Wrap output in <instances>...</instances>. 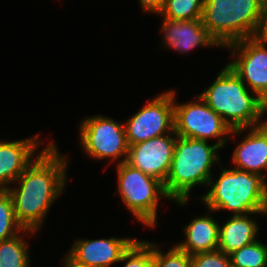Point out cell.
<instances>
[{
    "mask_svg": "<svg viewBox=\"0 0 267 267\" xmlns=\"http://www.w3.org/2000/svg\"><path fill=\"white\" fill-rule=\"evenodd\" d=\"M204 0H165L158 15L177 21L202 18Z\"/></svg>",
    "mask_w": 267,
    "mask_h": 267,
    "instance_id": "19",
    "label": "cell"
},
{
    "mask_svg": "<svg viewBox=\"0 0 267 267\" xmlns=\"http://www.w3.org/2000/svg\"><path fill=\"white\" fill-rule=\"evenodd\" d=\"M123 123L129 145L172 133L175 130L174 90H167L148 100L145 106Z\"/></svg>",
    "mask_w": 267,
    "mask_h": 267,
    "instance_id": "9",
    "label": "cell"
},
{
    "mask_svg": "<svg viewBox=\"0 0 267 267\" xmlns=\"http://www.w3.org/2000/svg\"><path fill=\"white\" fill-rule=\"evenodd\" d=\"M40 135L24 138L23 140H0V190H7L11 183L24 172L34 161L36 150L42 141Z\"/></svg>",
    "mask_w": 267,
    "mask_h": 267,
    "instance_id": "14",
    "label": "cell"
},
{
    "mask_svg": "<svg viewBox=\"0 0 267 267\" xmlns=\"http://www.w3.org/2000/svg\"><path fill=\"white\" fill-rule=\"evenodd\" d=\"M64 267H86L82 264L77 263L74 261L71 257H69L67 254L64 256L63 260Z\"/></svg>",
    "mask_w": 267,
    "mask_h": 267,
    "instance_id": "27",
    "label": "cell"
},
{
    "mask_svg": "<svg viewBox=\"0 0 267 267\" xmlns=\"http://www.w3.org/2000/svg\"><path fill=\"white\" fill-rule=\"evenodd\" d=\"M137 238L78 239L66 253L74 261L86 267H111L120 263L122 255Z\"/></svg>",
    "mask_w": 267,
    "mask_h": 267,
    "instance_id": "12",
    "label": "cell"
},
{
    "mask_svg": "<svg viewBox=\"0 0 267 267\" xmlns=\"http://www.w3.org/2000/svg\"><path fill=\"white\" fill-rule=\"evenodd\" d=\"M176 138L174 130L172 133L129 145L126 163L164 184L171 168Z\"/></svg>",
    "mask_w": 267,
    "mask_h": 267,
    "instance_id": "11",
    "label": "cell"
},
{
    "mask_svg": "<svg viewBox=\"0 0 267 267\" xmlns=\"http://www.w3.org/2000/svg\"><path fill=\"white\" fill-rule=\"evenodd\" d=\"M174 91V127L177 136L201 140L217 139L221 148L228 145V136L240 135L247 128L231 129L230 126L211 109L199 96L196 101L177 103Z\"/></svg>",
    "mask_w": 267,
    "mask_h": 267,
    "instance_id": "7",
    "label": "cell"
},
{
    "mask_svg": "<svg viewBox=\"0 0 267 267\" xmlns=\"http://www.w3.org/2000/svg\"><path fill=\"white\" fill-rule=\"evenodd\" d=\"M37 232L23 229L15 236L0 241V267H30L31 256L23 235H35Z\"/></svg>",
    "mask_w": 267,
    "mask_h": 267,
    "instance_id": "18",
    "label": "cell"
},
{
    "mask_svg": "<svg viewBox=\"0 0 267 267\" xmlns=\"http://www.w3.org/2000/svg\"><path fill=\"white\" fill-rule=\"evenodd\" d=\"M146 242L153 248V265L154 267H191V255L181 250L177 245L168 249L167 253L163 252L154 242Z\"/></svg>",
    "mask_w": 267,
    "mask_h": 267,
    "instance_id": "22",
    "label": "cell"
},
{
    "mask_svg": "<svg viewBox=\"0 0 267 267\" xmlns=\"http://www.w3.org/2000/svg\"><path fill=\"white\" fill-rule=\"evenodd\" d=\"M81 121L79 140L88 157L95 160L109 159V163L126 162L129 144L123 122L99 114Z\"/></svg>",
    "mask_w": 267,
    "mask_h": 267,
    "instance_id": "8",
    "label": "cell"
},
{
    "mask_svg": "<svg viewBox=\"0 0 267 267\" xmlns=\"http://www.w3.org/2000/svg\"><path fill=\"white\" fill-rule=\"evenodd\" d=\"M256 214L267 216V212H255L235 216L231 215L224 224H220L217 250L226 255H230L243 246L255 242L260 229L257 219H254Z\"/></svg>",
    "mask_w": 267,
    "mask_h": 267,
    "instance_id": "16",
    "label": "cell"
},
{
    "mask_svg": "<svg viewBox=\"0 0 267 267\" xmlns=\"http://www.w3.org/2000/svg\"><path fill=\"white\" fill-rule=\"evenodd\" d=\"M9 187L17 222L23 229L37 232L52 204L63 194L67 181V154L58 151L52 141Z\"/></svg>",
    "mask_w": 267,
    "mask_h": 267,
    "instance_id": "1",
    "label": "cell"
},
{
    "mask_svg": "<svg viewBox=\"0 0 267 267\" xmlns=\"http://www.w3.org/2000/svg\"><path fill=\"white\" fill-rule=\"evenodd\" d=\"M199 96L231 129L256 127L267 121L262 120L267 113V104L247 89L246 84L227 64Z\"/></svg>",
    "mask_w": 267,
    "mask_h": 267,
    "instance_id": "3",
    "label": "cell"
},
{
    "mask_svg": "<svg viewBox=\"0 0 267 267\" xmlns=\"http://www.w3.org/2000/svg\"><path fill=\"white\" fill-rule=\"evenodd\" d=\"M210 212L212 213L209 210V214L193 218L183 228L185 240L176 245L189 255L211 252L218 248L220 223L210 216Z\"/></svg>",
    "mask_w": 267,
    "mask_h": 267,
    "instance_id": "17",
    "label": "cell"
},
{
    "mask_svg": "<svg viewBox=\"0 0 267 267\" xmlns=\"http://www.w3.org/2000/svg\"><path fill=\"white\" fill-rule=\"evenodd\" d=\"M117 184L121 200L138 222L154 228L158 223L160 198L169 199L164 185L158 179L144 174L126 162L117 164Z\"/></svg>",
    "mask_w": 267,
    "mask_h": 267,
    "instance_id": "6",
    "label": "cell"
},
{
    "mask_svg": "<svg viewBox=\"0 0 267 267\" xmlns=\"http://www.w3.org/2000/svg\"><path fill=\"white\" fill-rule=\"evenodd\" d=\"M123 267H154L153 248L145 240H136L122 255Z\"/></svg>",
    "mask_w": 267,
    "mask_h": 267,
    "instance_id": "23",
    "label": "cell"
},
{
    "mask_svg": "<svg viewBox=\"0 0 267 267\" xmlns=\"http://www.w3.org/2000/svg\"><path fill=\"white\" fill-rule=\"evenodd\" d=\"M258 37L262 41L267 42V0L264 7L263 19Z\"/></svg>",
    "mask_w": 267,
    "mask_h": 267,
    "instance_id": "26",
    "label": "cell"
},
{
    "mask_svg": "<svg viewBox=\"0 0 267 267\" xmlns=\"http://www.w3.org/2000/svg\"><path fill=\"white\" fill-rule=\"evenodd\" d=\"M22 230V226L17 222L9 192L0 190V241L11 238Z\"/></svg>",
    "mask_w": 267,
    "mask_h": 267,
    "instance_id": "21",
    "label": "cell"
},
{
    "mask_svg": "<svg viewBox=\"0 0 267 267\" xmlns=\"http://www.w3.org/2000/svg\"><path fill=\"white\" fill-rule=\"evenodd\" d=\"M221 165V174L209 180L208 192L199 199L213 213L226 210L232 215L267 212V182L259 174L227 169Z\"/></svg>",
    "mask_w": 267,
    "mask_h": 267,
    "instance_id": "4",
    "label": "cell"
},
{
    "mask_svg": "<svg viewBox=\"0 0 267 267\" xmlns=\"http://www.w3.org/2000/svg\"><path fill=\"white\" fill-rule=\"evenodd\" d=\"M247 129V135L232 152L231 162L234 168L259 174L267 182V121Z\"/></svg>",
    "mask_w": 267,
    "mask_h": 267,
    "instance_id": "15",
    "label": "cell"
},
{
    "mask_svg": "<svg viewBox=\"0 0 267 267\" xmlns=\"http://www.w3.org/2000/svg\"><path fill=\"white\" fill-rule=\"evenodd\" d=\"M161 33L164 34L161 43L164 48H171L180 54L200 47H219L203 25L202 18L195 20L162 19Z\"/></svg>",
    "mask_w": 267,
    "mask_h": 267,
    "instance_id": "13",
    "label": "cell"
},
{
    "mask_svg": "<svg viewBox=\"0 0 267 267\" xmlns=\"http://www.w3.org/2000/svg\"><path fill=\"white\" fill-rule=\"evenodd\" d=\"M142 10L147 13L159 14L163 8L165 0H138Z\"/></svg>",
    "mask_w": 267,
    "mask_h": 267,
    "instance_id": "25",
    "label": "cell"
},
{
    "mask_svg": "<svg viewBox=\"0 0 267 267\" xmlns=\"http://www.w3.org/2000/svg\"><path fill=\"white\" fill-rule=\"evenodd\" d=\"M266 0H204L202 22L221 48L257 37Z\"/></svg>",
    "mask_w": 267,
    "mask_h": 267,
    "instance_id": "5",
    "label": "cell"
},
{
    "mask_svg": "<svg viewBox=\"0 0 267 267\" xmlns=\"http://www.w3.org/2000/svg\"><path fill=\"white\" fill-rule=\"evenodd\" d=\"M233 267H267V244L256 240L229 255Z\"/></svg>",
    "mask_w": 267,
    "mask_h": 267,
    "instance_id": "20",
    "label": "cell"
},
{
    "mask_svg": "<svg viewBox=\"0 0 267 267\" xmlns=\"http://www.w3.org/2000/svg\"><path fill=\"white\" fill-rule=\"evenodd\" d=\"M231 61L228 66L267 104V42L258 36L231 43Z\"/></svg>",
    "mask_w": 267,
    "mask_h": 267,
    "instance_id": "10",
    "label": "cell"
},
{
    "mask_svg": "<svg viewBox=\"0 0 267 267\" xmlns=\"http://www.w3.org/2000/svg\"><path fill=\"white\" fill-rule=\"evenodd\" d=\"M230 258L219 250L191 255V267H229Z\"/></svg>",
    "mask_w": 267,
    "mask_h": 267,
    "instance_id": "24",
    "label": "cell"
},
{
    "mask_svg": "<svg viewBox=\"0 0 267 267\" xmlns=\"http://www.w3.org/2000/svg\"><path fill=\"white\" fill-rule=\"evenodd\" d=\"M208 142L179 136L176 138L171 168L163 185L169 199L180 206L187 204L195 186L208 187L213 177L211 169L221 162L219 151L222 148L216 143L209 145Z\"/></svg>",
    "mask_w": 267,
    "mask_h": 267,
    "instance_id": "2",
    "label": "cell"
}]
</instances>
